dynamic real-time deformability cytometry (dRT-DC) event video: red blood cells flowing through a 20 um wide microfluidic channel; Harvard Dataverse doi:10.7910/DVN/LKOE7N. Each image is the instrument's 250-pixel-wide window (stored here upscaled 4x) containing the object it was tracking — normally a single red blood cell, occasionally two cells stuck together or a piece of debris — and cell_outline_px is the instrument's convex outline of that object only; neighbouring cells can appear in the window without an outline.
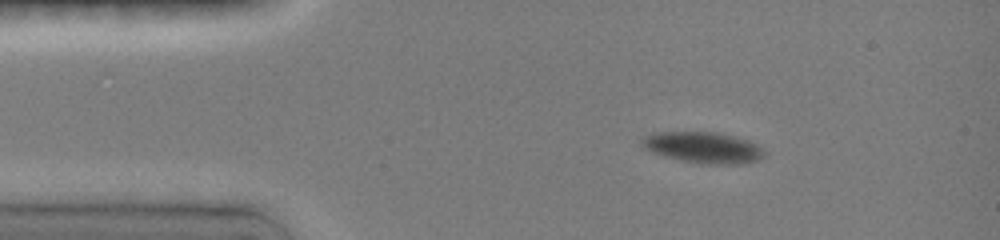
{"species": "common noctule bat (a hibernating species)", "species_latin": "Nyctalus noctula", "temperature_condition": "room temperature", "stored_images_in_passage": 18, "camera_frame_rate_fps": 3000, "um_per_image_px": 0.085, "animal": {"sex": "female", "body_mass_g": 19.0, "forearm_length_mm": 51.5}, "frame": {"image": 1, "passage_image": 1, "time_ms": 0.0, "image_size_px": [1000, 240], "cell_outline_px": [[768, 152], [764, 156], [756, 160], [744, 164], [700, 164], [680, 160], [664, 156], [652, 152], [644, 148], [640, 144], [640, 140], [644, 136], [656, 132], [716, 132], [748, 140], [756, 144]], "centroid_in_image_um": [59.77, 12.54], "position_along_channel_um": 25.2, "area_um2": 22.37}}
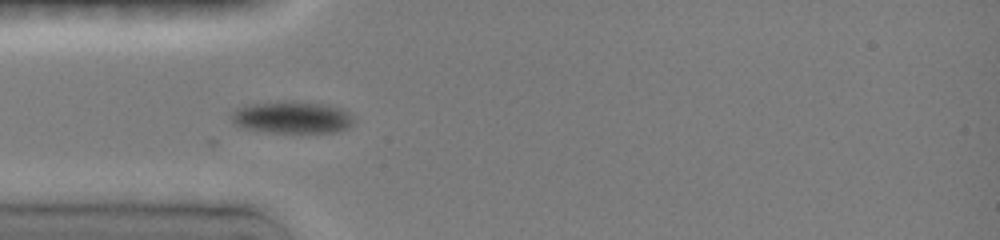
{"frame": {"image": 2, "passage_image": 7, "time_ms": 2.333, "image_size_px": [1000, 240], "cell_outline_px": [[356, 120], [348, 128], [336, 132], [264, 132], [244, 128], [236, 124], [232, 120], [232, 112], [236, 108], [248, 104], [292, 100], [324, 104], [344, 108], [352, 112]], "centroid_in_image_um": [24.89, 9.96], "position_along_channel_um": 60.1, "area_um2": 23.29}}
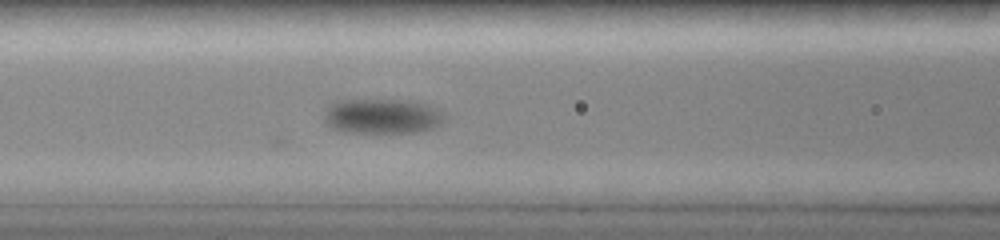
{"frame": {"image": 3, "passage_image": 12, "time_ms": 4.333, "image_size_px": [1000, 240], "cell_outline_px": [[448, 116], [440, 124], [432, 128], [416, 132], [344, 132], [332, 128], [324, 120], [324, 116], [328, 104], [336, 100], [404, 100], [428, 104]], "centroid_in_image_um": [32.47, 9.87], "position_along_channel_um": 134.1, "area_um2": 24.57}}